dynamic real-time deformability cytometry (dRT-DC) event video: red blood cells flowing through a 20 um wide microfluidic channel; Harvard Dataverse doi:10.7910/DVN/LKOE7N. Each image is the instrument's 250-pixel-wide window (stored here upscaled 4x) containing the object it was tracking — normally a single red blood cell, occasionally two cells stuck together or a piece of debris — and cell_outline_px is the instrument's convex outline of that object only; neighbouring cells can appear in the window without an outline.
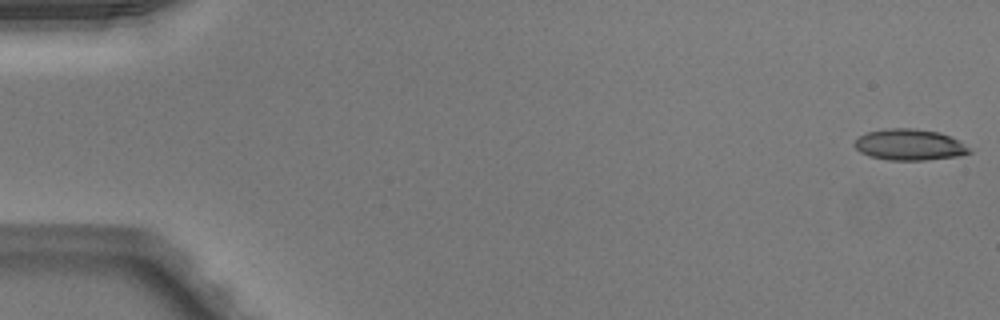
{"species": "Egyptian fruit bat (a non-hibernating species)", "species_latin": "Rousettus aegyptiacus", "temperature_condition": "warm", "stored_images_in_passage": 50, "camera_frame_rate_fps": 3000, "um_per_image_px": 0.085, "animal": {"sex": "male"}, "frame": {"image": 1, "passage_image": 1, "time_ms": 0.0, "image_size_px": [1000, 320], "cell_outline_px": [[972, 152], [960, 156], [924, 160], [888, 160], [868, 156], [860, 152], [852, 144], [860, 136], [868, 132], [888, 128], [916, 128], [940, 132], [956, 140], [968, 148]], "centroid_in_image_um": [77.27, 12.3], "position_along_channel_um": 7.7, "area_um2": 20.75}}
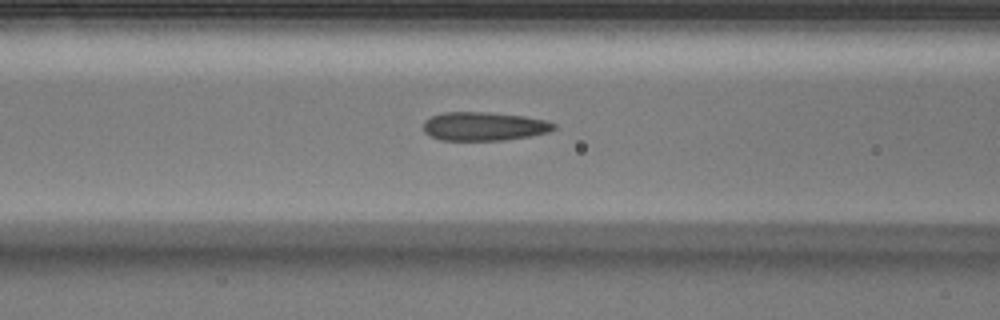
{"frame": {"image": 2, "passage_image": 21, "time_ms": 6.667, "image_size_px": [1000, 320], "cell_outline_px": [[556, 128], [548, 132], [528, 136], [504, 140], [440, 140], [424, 132], [424, 120], [432, 116], [444, 112], [488, 112], [524, 116], [544, 120], [556, 124]], "centroid_in_image_um": [41.13, 10.73], "position_along_channel_um": 125.5, "area_um2": 21.68}}
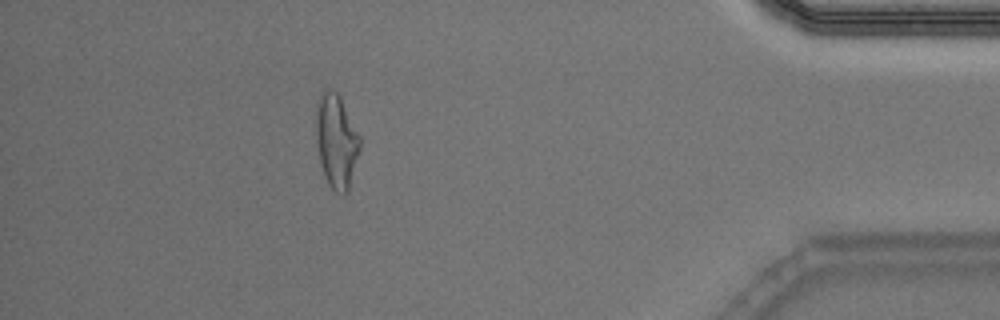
{"frame": {"image": 3, "passage_image": 45, "time_ms": 14.667, "image_size_px": [1000, 320], "cell_outline_px": [[360, 148], [348, 192], [344, 196], [336, 192], [328, 184], [324, 176], [320, 160], [316, 140], [316, 100], [320, 92], [324, 88], [332, 88], [340, 96], [360, 136]], "centroid_in_image_um": [28.58, 11.95], "position_along_channel_um": 406.6, "area_um2": 24.28}, "authors_computed_cell_mechanics": {"area_um2": 21.6461, "velocity_mm_per_s": 4.0882, "shape_relaxation_time_tau1_ms": null, "shape_relaxation_time_tau2_ms": 1.5769, "deformation_change_tau1": null, "deformation_change_tau2": 0.1093}}